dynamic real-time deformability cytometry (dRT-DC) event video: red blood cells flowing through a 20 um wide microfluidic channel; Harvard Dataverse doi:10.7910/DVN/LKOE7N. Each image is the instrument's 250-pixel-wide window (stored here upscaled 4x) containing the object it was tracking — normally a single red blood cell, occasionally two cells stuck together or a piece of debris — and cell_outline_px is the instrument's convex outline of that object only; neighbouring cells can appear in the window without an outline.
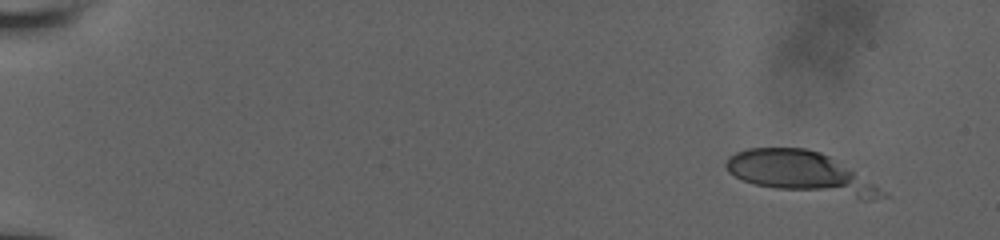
{"species": "human", "species_latin": "Homo sapiens", "temperature_condition": "room temperature", "stored_images_in_passage": 5, "camera_frame_rate_fps": 3000, "um_per_image_px": 0.085, "donor": {"sex": "male"}, "frame": {"image": 1, "passage_image": 1, "time_ms": 0.0, "image_size_px": [1000, 240], "cell_outline_px": [[892, 196], [872, 200], [860, 200], [776, 188], [756, 184], [744, 180], [728, 172], [724, 164], [728, 156], [736, 152], [748, 148], [804, 148], [820, 152], [828, 156]], "centroid_in_image_um": [68.08, 14.69], "position_along_channel_um": 16.9, "area_um2": 37.51}}
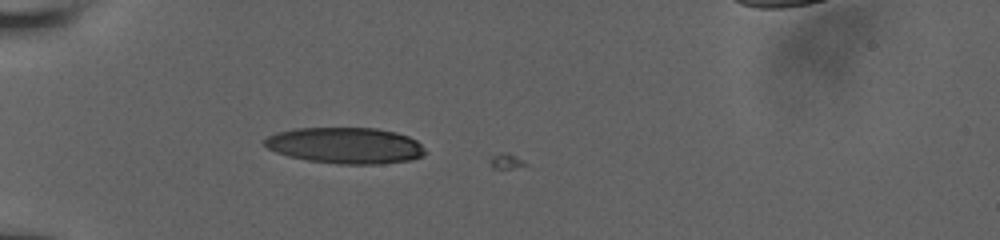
{"frame": {"image": 2, "passage_image": 5, "time_ms": 4.667, "image_size_px": [1000, 240], "cell_outline_px": [[424, 156], [408, 160], [376, 164], [340, 164], [308, 160], [288, 156], [276, 152], [268, 148], [264, 144], [264, 140], [268, 136], [276, 132], [296, 128], [376, 128], [396, 132], [408, 136], [416, 140], [424, 148]], "centroid_in_image_um": [29.35, 12.36], "position_along_channel_um": 55.7, "area_um2": 33.7}}